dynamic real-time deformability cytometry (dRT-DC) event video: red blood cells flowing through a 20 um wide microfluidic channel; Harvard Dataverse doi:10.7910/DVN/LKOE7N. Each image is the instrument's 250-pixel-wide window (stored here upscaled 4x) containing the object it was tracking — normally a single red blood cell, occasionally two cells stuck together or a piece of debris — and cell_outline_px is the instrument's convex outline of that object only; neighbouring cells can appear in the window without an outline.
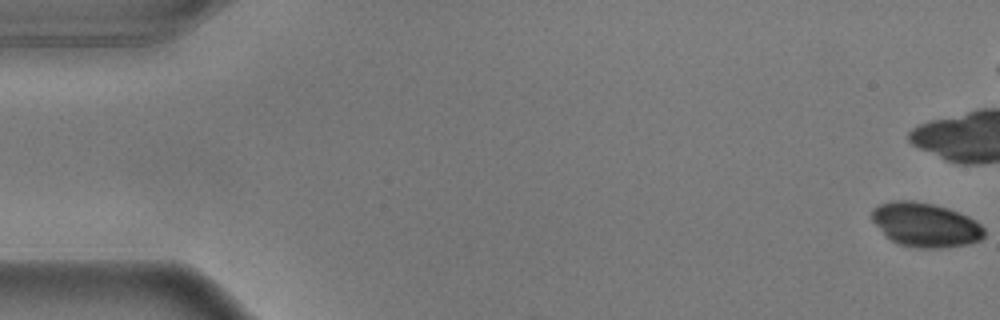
{"species": "common noctule bat (a hibernating species)", "species_latin": "Nyctalus noctula", "temperature_condition": "warm", "stored_images_in_passage": 6, "camera_frame_rate_fps": 3000, "um_per_image_px": 0.085, "animal": {"sex": "male", "body_mass_g": 17.9}, "frame": {"image": 1, "passage_image": 1, "time_ms": 0.0, "image_size_px": [1000, 320], "cell_outline_px": [[984, 236], [980, 240], [968, 244], [940, 248], [920, 248], [896, 244], [884, 236], [872, 220], [872, 208], [880, 204], [892, 200], [912, 200], [932, 204], [948, 208], [968, 216], [976, 220], [984, 228]], "centroid_in_image_um": [78.64, 19.11], "position_along_channel_um": 6.4, "area_um2": 29.19}}